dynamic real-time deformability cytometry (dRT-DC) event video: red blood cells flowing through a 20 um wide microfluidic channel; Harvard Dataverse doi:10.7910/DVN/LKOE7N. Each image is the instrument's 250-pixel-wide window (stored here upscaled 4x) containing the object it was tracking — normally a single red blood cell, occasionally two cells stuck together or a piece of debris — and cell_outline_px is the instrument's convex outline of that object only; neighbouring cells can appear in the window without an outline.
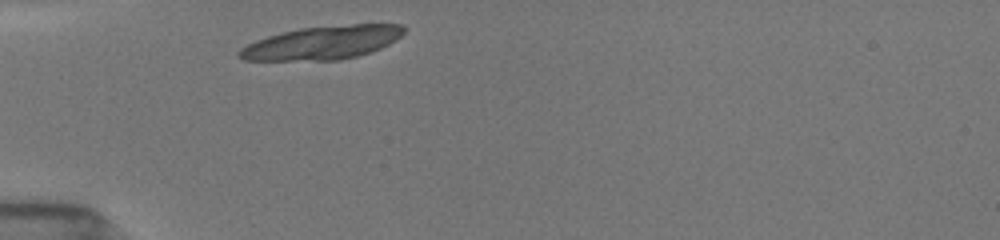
{"species": "common noctule bat (a hibernating species)", "species_latin": "Nyctalus noctula", "temperature_condition": "room temperature", "stored_images_in_passage": 1, "camera_frame_rate_fps": 3000, "um_per_image_px": 0.085, "animal": {"sex": "female", "body_mass_g": 19.5, "forearm_length_mm": 54.1}, "frame": {"image": 1, "passage_image": 1, "time_ms": 0.0, "image_size_px": [1000, 240], "cell_outline_px": [[408, 28], [396, 40], [380, 48], [356, 56], [340, 60], [244, 60], [236, 56], [236, 52], [240, 48], [256, 40], [268, 36], [300, 28], [352, 24], [400, 24]], "centroid_in_image_um": [27.4, 3.63], "position_along_channel_um": 57.6, "area_um2": 31.91}}